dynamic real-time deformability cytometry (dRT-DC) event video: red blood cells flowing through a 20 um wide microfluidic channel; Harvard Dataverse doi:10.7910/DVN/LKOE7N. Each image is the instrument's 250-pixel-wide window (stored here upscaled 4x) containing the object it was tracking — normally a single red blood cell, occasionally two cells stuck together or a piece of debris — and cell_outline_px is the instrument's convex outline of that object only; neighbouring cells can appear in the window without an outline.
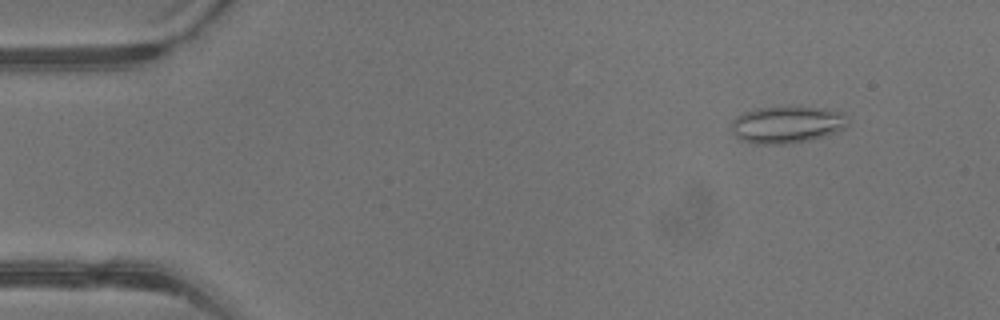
{"species": "common noctule bat (a hibernating species)", "species_latin": "Nyctalus noctula", "temperature_condition": "warm", "stored_images_in_passage": 42, "camera_frame_rate_fps": 3000, "um_per_image_px": 0.085, "animal": {"sex": "male", "body_mass_g": 13.3}, "frame": {"image": 1, "passage_image": 5, "time_ms": 1.333, "image_size_px": [1000, 320], "cell_outline_px": [[848, 124], [844, 128], [836, 132], [824, 136], [808, 140], [784, 144], [752, 144], [740, 140], [732, 132], [732, 120], [736, 116], [752, 108], [792, 104], [820, 108], [844, 112], [848, 116]], "centroid_in_image_um": [66.88, 10.55], "position_along_channel_um": 18.1, "area_um2": 26.01}}
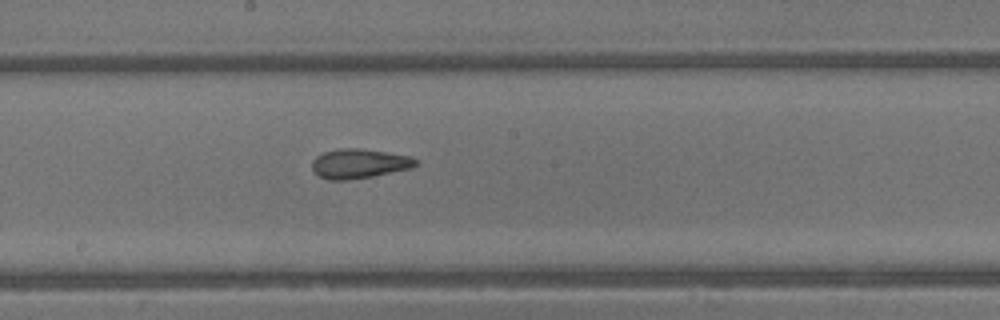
{"frame": {"image": 2, "passage_image": 23, "time_ms": 7.333, "image_size_px": [1000, 320], "cell_outline_px": [[420, 164], [412, 168], [372, 176], [348, 180], [328, 180], [320, 176], [312, 168], [312, 160], [316, 156], [324, 152], [340, 148], [360, 148], [412, 156], [420, 160]], "centroid_in_image_um": [30.58, 13.9], "position_along_channel_um": 217.6, "area_um2": 17.98}}
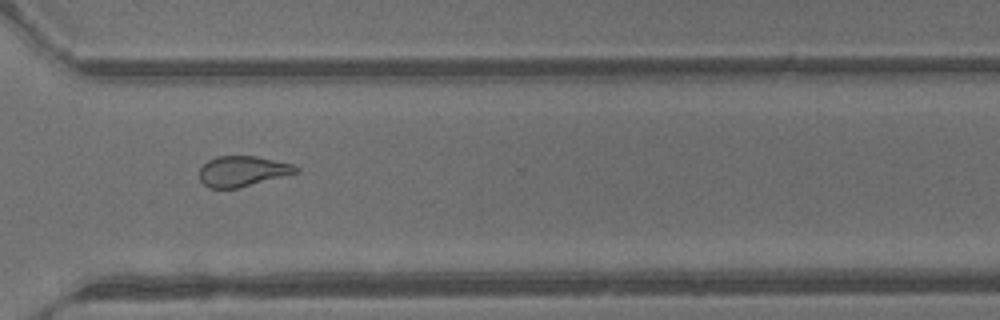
{"frame": {"image": 3, "passage_image": 31, "time_ms": 10.0, "image_size_px": [1000, 320], "cell_outline_px": [[300, 172], [236, 188], [208, 188], [200, 180], [200, 168], [208, 160], [216, 156], [256, 156], [292, 164], [300, 168]], "centroid_in_image_um": [20.62, 14.54], "position_along_channel_um": 350.0, "area_um2": 16.99}, "authors_computed_cell_mechanics": {"area_um2": 19.2763, "velocity_mm_per_s": 4.9812, "shape_relaxation_time_tau1_ms": null, "shape_relaxation_time_tau2_ms": 1.0654, "deformation_change_tau1": null, "deformation_change_tau2": 0.0866}}